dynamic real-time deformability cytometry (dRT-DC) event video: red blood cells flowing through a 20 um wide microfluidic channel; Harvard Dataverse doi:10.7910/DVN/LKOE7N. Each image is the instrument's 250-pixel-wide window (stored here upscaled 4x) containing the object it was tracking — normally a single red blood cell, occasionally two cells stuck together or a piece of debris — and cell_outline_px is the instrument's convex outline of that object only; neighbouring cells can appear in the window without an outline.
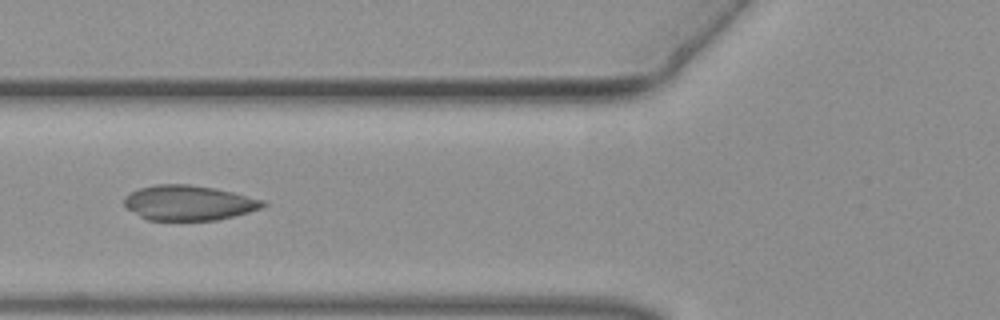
{"species": "common noctule bat (a hibernating species)", "species_latin": "Nyctalus noctula", "temperature_condition": "warm", "stored_images_in_passage": 50, "camera_frame_rate_fps": 3000, "um_per_image_px": 0.085, "animal": {"sex": "female", "body_mass_g": 19.3, "forearm_length_mm": 54.1}, "frame": {"image": 1, "passage_image": 20, "time_ms": 6.333, "image_size_px": [1000, 320], "cell_outline_px": [[268, 204], [260, 208], [248, 212], [216, 220], [148, 220], [124, 208], [124, 196], [140, 188], [156, 184], [192, 184], [216, 188], [264, 200]], "centroid_in_image_um": [16.01, 17.23], "position_along_channel_um": 109.8, "area_um2": 28.32}}
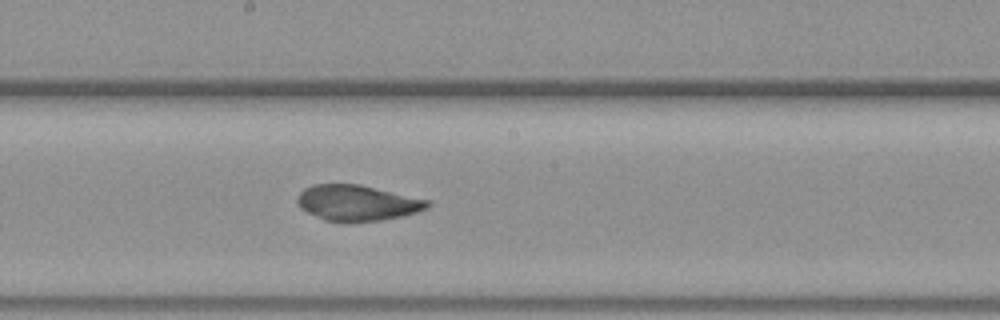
{"frame": {"image": 2, "passage_image": 28, "time_ms": 9.0, "image_size_px": [1000, 320], "cell_outline_px": [[432, 204], [428, 208], [404, 216], [380, 220], [348, 224], [344, 224], [324, 220], [300, 208], [296, 200], [300, 192], [304, 188], [312, 184], [360, 184], [432, 200]], "centroid_in_image_um": [30.39, 17.26], "position_along_channel_um": 217.8, "area_um2": 27.8}}
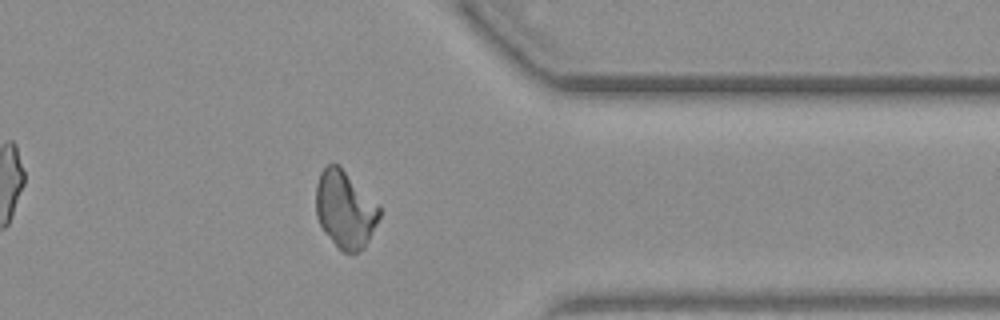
{"frame": {"image": 3, "passage_image": 41, "time_ms": 13.333, "image_size_px": [1000, 320], "cell_outline_px": [[380, 216], [364, 248], [356, 252], [344, 252], [324, 232], [316, 216], [316, 184], [320, 172], [328, 164], [340, 164], [380, 204]], "centroid_in_image_um": [29.34, 17.74], "position_along_channel_um": 382.1, "area_um2": 28.78}}